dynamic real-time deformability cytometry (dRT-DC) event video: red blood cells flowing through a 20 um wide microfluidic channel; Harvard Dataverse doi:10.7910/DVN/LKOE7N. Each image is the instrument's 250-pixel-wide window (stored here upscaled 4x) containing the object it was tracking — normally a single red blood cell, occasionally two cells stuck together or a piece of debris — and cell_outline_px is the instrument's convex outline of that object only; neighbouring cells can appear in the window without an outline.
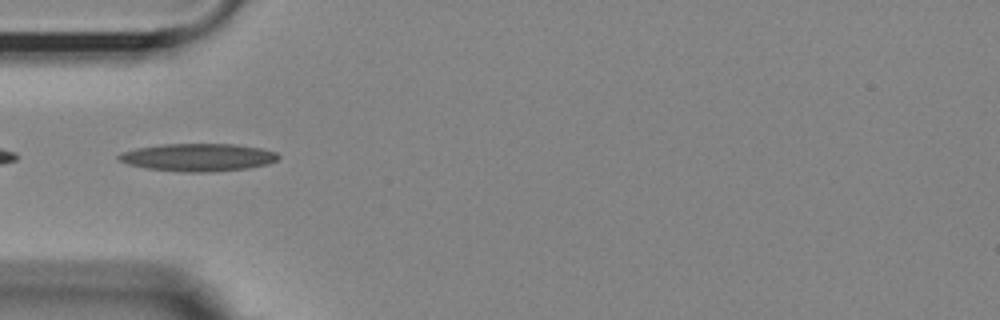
{"species": "Egyptian fruit bat (a non-hibernating species)", "species_latin": "Rousettus aegyptiacus", "temperature_condition": "room temperature", "stored_images_in_passage": 39, "camera_frame_rate_fps": 3000, "um_per_image_px": 0.085, "animal": {"sex": "female"}, "frame": {"image": 1, "passage_image": 1, "time_ms": 0.0, "image_size_px": [1000, 320], "cell_outline_px": [[280, 156], [276, 160], [268, 164], [248, 168], [212, 172], [184, 172], [144, 168], [128, 164], [120, 160], [116, 156], [124, 152], [136, 148], [164, 144], [236, 144], [260, 148], [276, 152]], "centroid_in_image_um": [16.85, 13.38], "position_along_channel_um": 68.2, "area_um2": 25.72}}
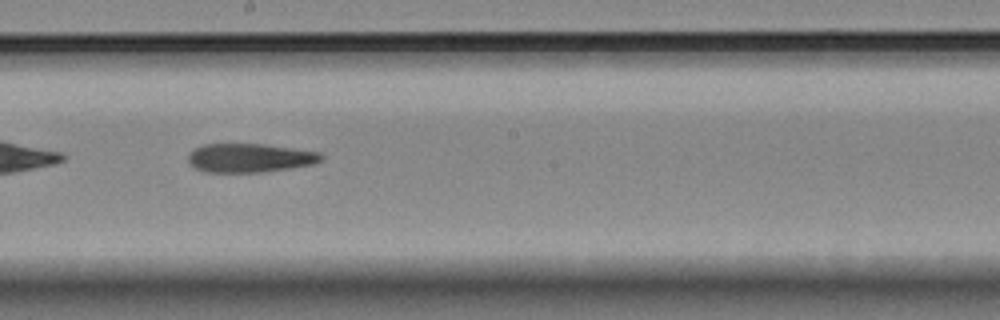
{"frame": {"image": 2, "passage_image": 14, "time_ms": 4.333, "image_size_px": [1000, 320], "cell_outline_px": [[324, 156], [320, 160], [312, 164], [288, 168], [260, 172], [204, 172], [196, 168], [188, 160], [188, 156], [196, 148], [204, 144], [260, 144], [292, 148], [320, 152]], "centroid_in_image_um": [21.22, 13.42], "position_along_channel_um": 227.0, "area_um2": 21.96}}
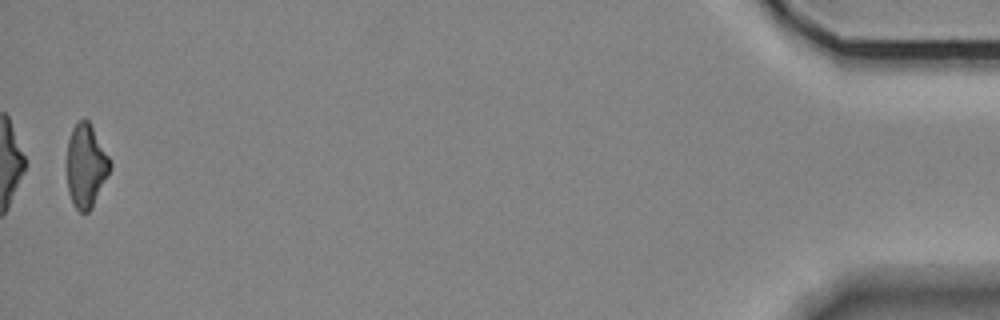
{"frame": {"image": 3, "passage_image": 38, "time_ms": 12.333, "image_size_px": [1000, 320], "cell_outline_px": [[112, 168], [92, 208], [88, 212], [80, 212], [72, 204], [68, 192], [64, 164], [68, 140], [72, 128], [84, 116], [88, 120], [112, 160]], "centroid_in_image_um": [7.28, 14.1], "position_along_channel_um": 427.9, "area_um2": 21.85}, "authors_computed_cell_mechanics": {"area_um2": 22.542, "velocity_mm_per_s": 3.6435, "shape_relaxation_time_tau1_ms": null, "shape_relaxation_time_tau2_ms": 7.2837, "deformation_change_tau1": null, "deformation_change_tau2": 0.2194}}